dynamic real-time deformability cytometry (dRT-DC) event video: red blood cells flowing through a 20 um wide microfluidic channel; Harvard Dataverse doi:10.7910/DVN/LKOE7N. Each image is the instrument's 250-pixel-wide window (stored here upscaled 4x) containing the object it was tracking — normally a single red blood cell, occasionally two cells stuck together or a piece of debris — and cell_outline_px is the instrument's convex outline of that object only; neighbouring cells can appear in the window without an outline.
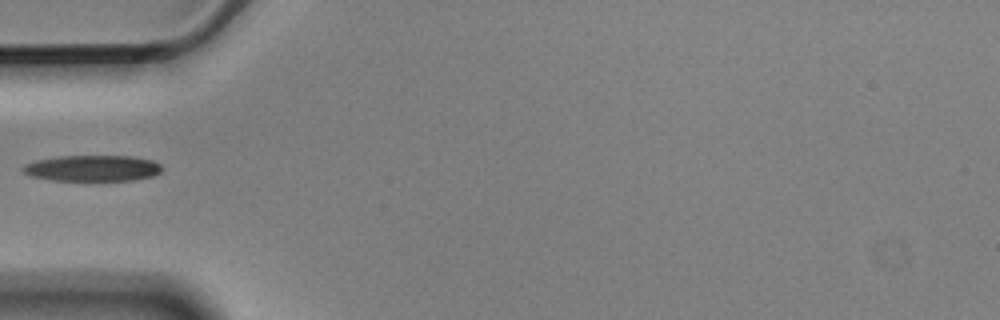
{"species": "Egyptian fruit bat (a non-hibernating species)", "species_latin": "Rousettus aegyptiacus", "temperature_condition": "cold", "stored_images_in_passage": 5, "camera_frame_rate_fps": 3000, "um_per_image_px": 0.085, "animal": {"sex": "male"}, "frame": {"image": 1, "passage_image": 5, "time_ms": 1.333, "image_size_px": [1000, 320], "cell_outline_px": [[160, 172], [152, 176], [132, 180], [52, 180], [32, 176], [24, 172], [20, 168], [24, 164], [36, 160], [60, 156], [132, 156], [152, 160], [160, 164]], "centroid_in_image_um": [7.83, 14.29], "position_along_channel_um": 77.2, "area_um2": 20.92}}